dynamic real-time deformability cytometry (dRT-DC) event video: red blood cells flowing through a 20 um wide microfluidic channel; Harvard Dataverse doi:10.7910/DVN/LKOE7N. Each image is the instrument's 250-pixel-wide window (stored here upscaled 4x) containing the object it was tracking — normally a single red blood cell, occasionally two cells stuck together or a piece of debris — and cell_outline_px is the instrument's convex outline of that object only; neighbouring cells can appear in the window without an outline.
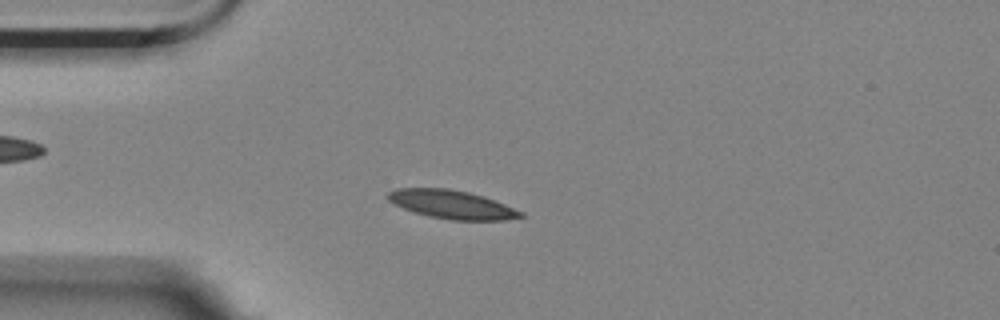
{"species": "Egyptian fruit bat (a non-hibernating species)", "species_latin": "Rousettus aegyptiacus", "temperature_condition": "room temperature", "stored_images_in_passage": 9, "camera_frame_rate_fps": 3000, "um_per_image_px": 0.085, "animal": {"sex": "female"}, "frame": {"image": 1, "passage_image": 4, "time_ms": 1.0, "image_size_px": [1000, 320], "cell_outline_px": [[524, 216], [504, 220], [452, 220], [428, 216], [404, 208], [388, 200], [384, 196], [388, 192], [396, 188], [448, 188], [468, 192], [484, 196], [524, 212]], "centroid_in_image_um": [38.4, 17.37], "position_along_channel_um": 46.6, "area_um2": 21.96}}
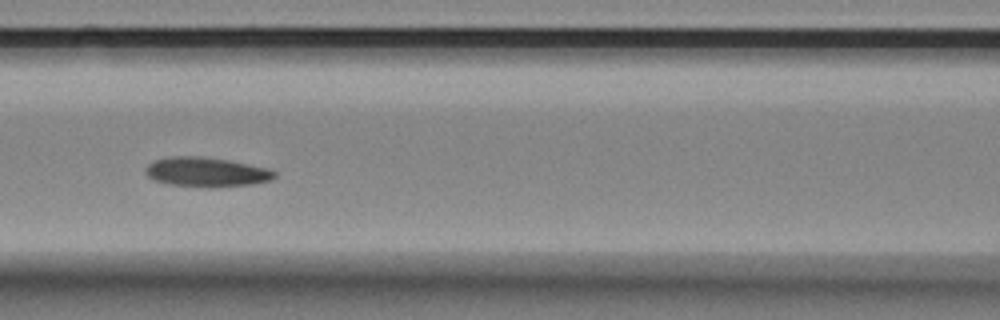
{"frame": {"image": 2, "passage_image": 7, "time_ms": 2.0, "image_size_px": [1000, 320], "cell_outline_px": [[276, 176], [272, 180], [252, 184], [212, 188], [208, 188], [168, 184], [152, 180], [144, 172], [144, 168], [148, 164], [156, 160], [172, 156], [200, 156], [228, 160], [264, 168], [276, 172]], "centroid_in_image_um": [17.49, 14.64], "position_along_channel_um": 149.1, "area_um2": 22.25}}
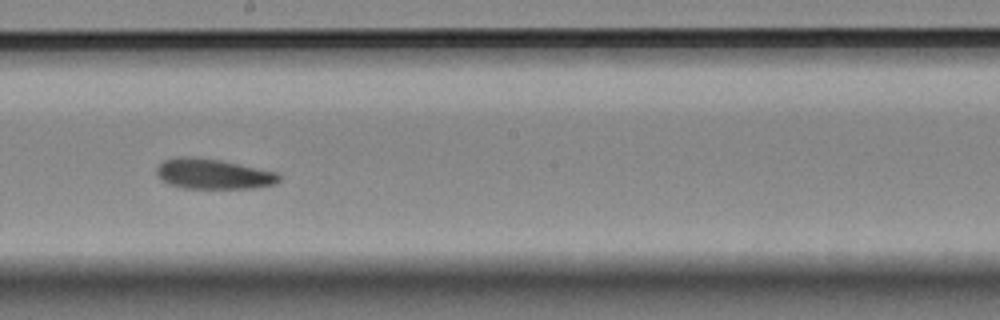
{"frame": {"image": 3, "passage_image": 9, "time_ms": 2.667, "image_size_px": [1000, 320], "cell_outline_px": [[280, 180], [276, 184], [256, 188], [184, 188], [168, 184], [160, 180], [156, 176], [156, 168], [164, 160], [176, 156], [192, 156], [220, 160], [276, 172], [280, 176]], "centroid_in_image_um": [18.08, 14.78], "position_along_channel_um": 230.1, "area_um2": 21.73}}